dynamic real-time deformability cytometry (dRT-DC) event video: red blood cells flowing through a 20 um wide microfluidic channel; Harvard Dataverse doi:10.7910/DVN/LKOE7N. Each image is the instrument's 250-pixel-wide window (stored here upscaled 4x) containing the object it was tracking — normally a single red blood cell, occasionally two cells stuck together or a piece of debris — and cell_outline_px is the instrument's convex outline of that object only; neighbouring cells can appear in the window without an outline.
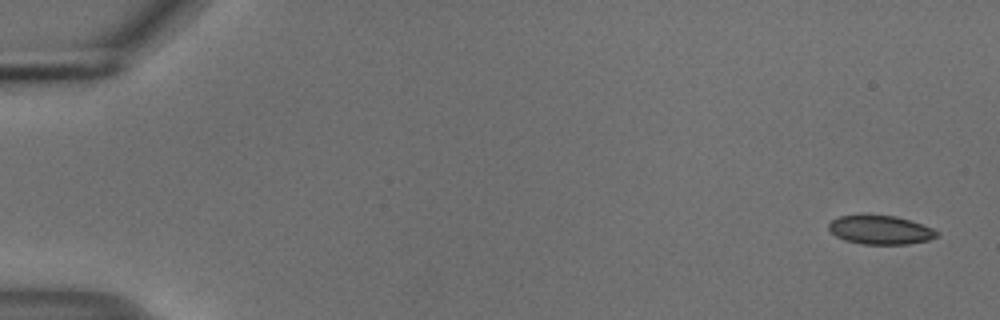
{"species": "common noctule bat (a hibernating species)", "species_latin": "Nyctalus noctula", "temperature_condition": "cold", "stored_images_in_passage": 6, "camera_frame_rate_fps": 3000, "um_per_image_px": 0.085, "animal": {"sex": "male", "body_mass_g": 18.8}, "frame": {"image": 1, "passage_image": 1, "time_ms": 0.0, "image_size_px": [1000, 320], "cell_outline_px": [[940, 236], [928, 240], [908, 244], [864, 244], [844, 240], [836, 236], [828, 228], [828, 224], [836, 216], [860, 212], [896, 216], [932, 228], [940, 232]], "centroid_in_image_um": [74.78, 19.5], "position_along_channel_um": 10.2, "area_um2": 18.79}}
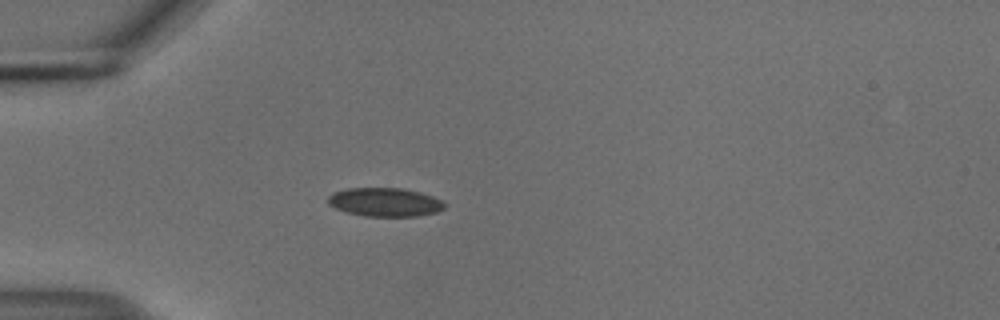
{"frame": {"image": 2, "passage_image": 5, "time_ms": 1.333, "image_size_px": [1000, 320], "cell_outline_px": [[448, 204], [444, 208], [436, 212], [416, 216], [364, 216], [348, 212], [336, 208], [328, 204], [328, 196], [332, 192], [348, 188], [404, 188], [420, 192], [444, 200]], "centroid_in_image_um": [32.75, 17.17], "position_along_channel_um": 52.3, "area_um2": 19.59}}